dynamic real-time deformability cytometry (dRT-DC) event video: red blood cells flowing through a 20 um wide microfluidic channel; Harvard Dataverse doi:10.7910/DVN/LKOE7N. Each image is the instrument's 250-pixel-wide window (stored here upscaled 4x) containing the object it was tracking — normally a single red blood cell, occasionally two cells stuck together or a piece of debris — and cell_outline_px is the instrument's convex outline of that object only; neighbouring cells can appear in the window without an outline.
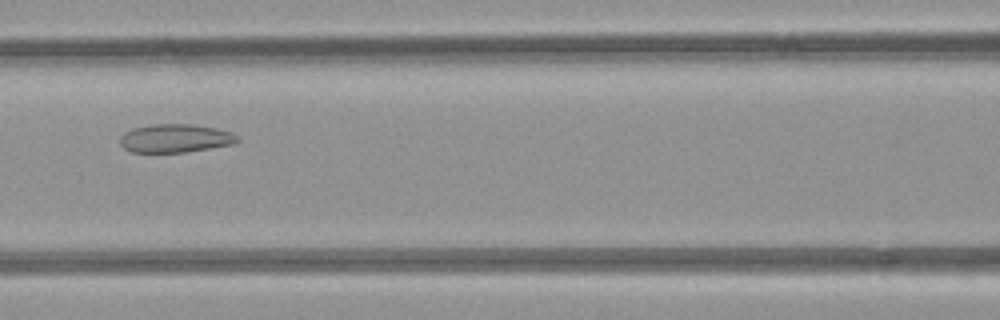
{"species": "common noctule bat (a hibernating species)", "species_latin": "Nyctalus noctula", "temperature_condition": "room temperature", "stored_images_in_passage": 4, "camera_frame_rate_fps": 3000, "um_per_image_px": 0.085, "animal": {"sex": "female", "body_mass_g": 21.9}, "frame": {"image": 1, "passage_image": 3, "time_ms": 2.0, "image_size_px": [1000, 320], "cell_outline_px": [[240, 140], [232, 144], [184, 152], [132, 152], [124, 148], [120, 144], [120, 136], [124, 132], [132, 128], [152, 124], [192, 124], [216, 128], [232, 132], [240, 136]], "centroid_in_image_um": [14.9, 11.74], "position_along_channel_um": 151.7, "area_um2": 19.48}}